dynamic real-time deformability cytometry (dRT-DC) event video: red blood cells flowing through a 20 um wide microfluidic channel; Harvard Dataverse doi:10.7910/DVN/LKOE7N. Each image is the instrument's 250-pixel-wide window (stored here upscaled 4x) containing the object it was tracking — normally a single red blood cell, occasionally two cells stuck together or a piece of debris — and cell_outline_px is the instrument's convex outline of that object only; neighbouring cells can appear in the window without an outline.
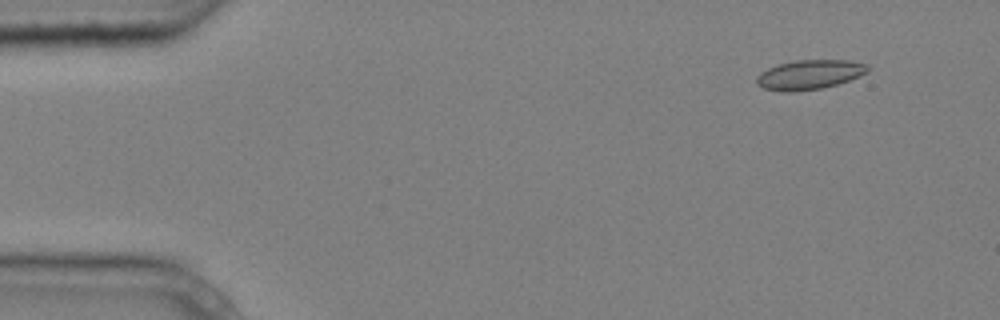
{"species": "common noctule bat (a hibernating species)", "species_latin": "Nyctalus noctula", "temperature_condition": "cold", "stored_images_in_passage": 5, "camera_frame_rate_fps": 3000, "um_per_image_px": 0.085, "animal": {"sex": "male", "body_mass_g": 20.4}, "frame": {"image": 1, "passage_image": 1, "time_ms": 0.0, "image_size_px": [1000, 320], "cell_outline_px": [[868, 72], [860, 76], [836, 84], [820, 88], [792, 92], [784, 92], [764, 88], [756, 84], [756, 76], [760, 72], [776, 64], [796, 60], [848, 60], [868, 64]], "centroid_in_image_um": [68.78, 6.33], "position_along_channel_um": 16.2, "area_um2": 19.13}}